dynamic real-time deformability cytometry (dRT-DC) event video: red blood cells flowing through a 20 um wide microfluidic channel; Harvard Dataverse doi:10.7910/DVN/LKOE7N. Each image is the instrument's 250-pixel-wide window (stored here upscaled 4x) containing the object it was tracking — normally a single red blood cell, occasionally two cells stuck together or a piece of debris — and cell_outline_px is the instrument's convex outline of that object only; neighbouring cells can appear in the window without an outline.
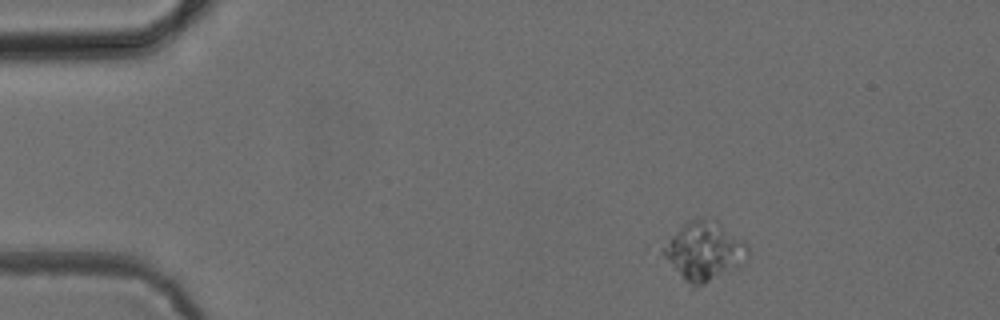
{"species": "common noctule bat (a hibernating species)", "species_latin": "Nyctalus noctula", "temperature_condition": "cold", "stored_images_in_passage": 4, "camera_frame_rate_fps": 3000, "um_per_image_px": 0.085, "animal": {"sex": "female", "body_mass_g": 24.6, "forearm_length_mm": 56.2}, "frame": {"image": 1, "passage_image": 1, "time_ms": 0.0, "image_size_px": [1000, 320], "cell_outline_px": [[748, 252], [740, 264], [736, 268], [704, 284], [692, 288], [644, 252], [644, 248], [648, 244], [684, 224], [692, 220], [716, 220], [744, 240], [748, 244]], "centroid_in_image_um": [59.4, 21.37], "position_along_channel_um": 25.6, "area_um2": 32.37}}
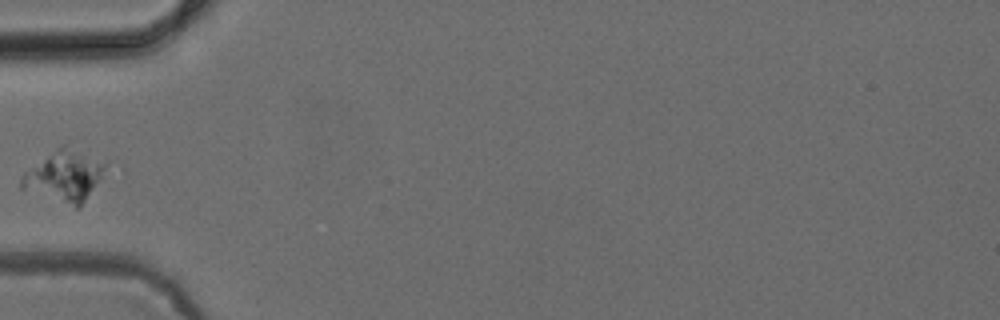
{"frame": {"image": 2, "passage_image": 4, "time_ms": 3.333, "image_size_px": [1000, 320], "cell_outline_px": [[108, 168], [100, 180], [80, 208], [76, 208], [20, 188], [20, 180], [24, 172], [64, 144], [104, 164]], "centroid_in_image_um": [5.46, 15.01], "position_along_channel_um": 79.5, "area_um2": 24.16}}